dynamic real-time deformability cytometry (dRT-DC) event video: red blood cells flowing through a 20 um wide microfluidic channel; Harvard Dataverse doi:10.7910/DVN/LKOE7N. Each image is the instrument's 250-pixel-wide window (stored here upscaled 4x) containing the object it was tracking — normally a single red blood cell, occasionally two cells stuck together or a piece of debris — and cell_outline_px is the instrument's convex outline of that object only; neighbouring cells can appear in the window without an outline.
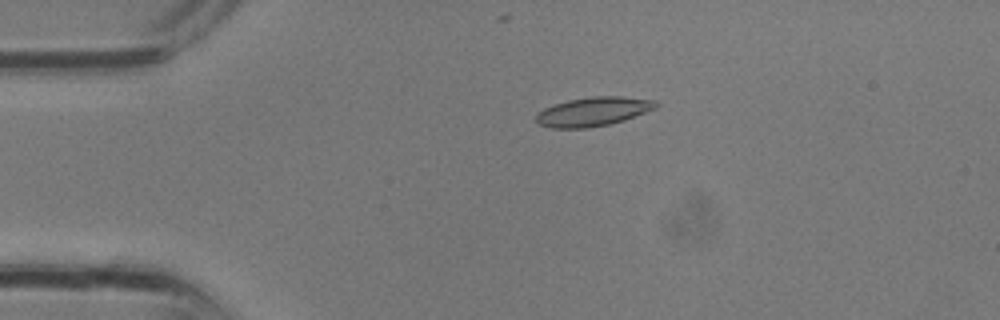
{"species": "common noctule bat (a hibernating species)", "species_latin": "Nyctalus noctula", "temperature_condition": "room temperature", "stored_images_in_passage": 12, "camera_frame_rate_fps": 3000, "um_per_image_px": 0.085, "animal": {"sex": "male", "body_mass_g": 13.3}, "frame": {"image": 1, "passage_image": 7, "time_ms": 2.0, "image_size_px": [1000, 320], "cell_outline_px": [[660, 104], [656, 108], [624, 120], [608, 124], [584, 128], [552, 128], [536, 124], [536, 112], [544, 108], [568, 100], [592, 96], [620, 96], [656, 100]], "centroid_in_image_um": [50.41, 9.48], "position_along_channel_um": 34.6, "area_um2": 20.29}}
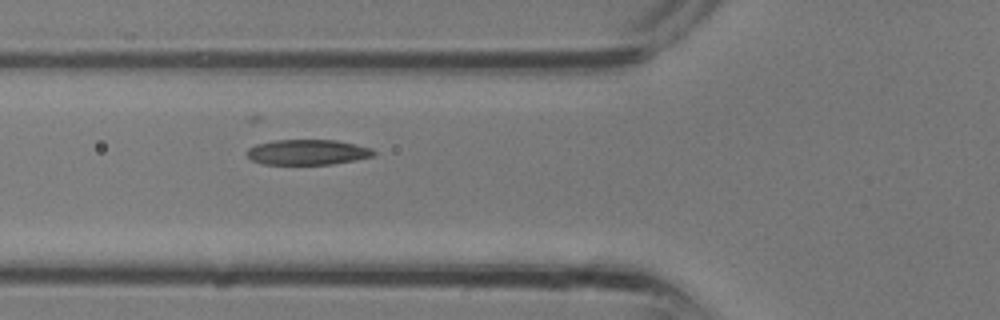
{"frame": {"image": 2, "passage_image": 12, "time_ms": 3.667, "image_size_px": [1000, 320], "cell_outline_px": [[376, 152], [372, 156], [356, 160], [332, 164], [264, 164], [252, 160], [244, 152], [248, 148], [256, 144], [276, 140], [336, 140], [356, 144], [372, 148]], "centroid_in_image_um": [26.14, 12.93], "position_along_channel_um": 99.7, "area_um2": 18.73}}